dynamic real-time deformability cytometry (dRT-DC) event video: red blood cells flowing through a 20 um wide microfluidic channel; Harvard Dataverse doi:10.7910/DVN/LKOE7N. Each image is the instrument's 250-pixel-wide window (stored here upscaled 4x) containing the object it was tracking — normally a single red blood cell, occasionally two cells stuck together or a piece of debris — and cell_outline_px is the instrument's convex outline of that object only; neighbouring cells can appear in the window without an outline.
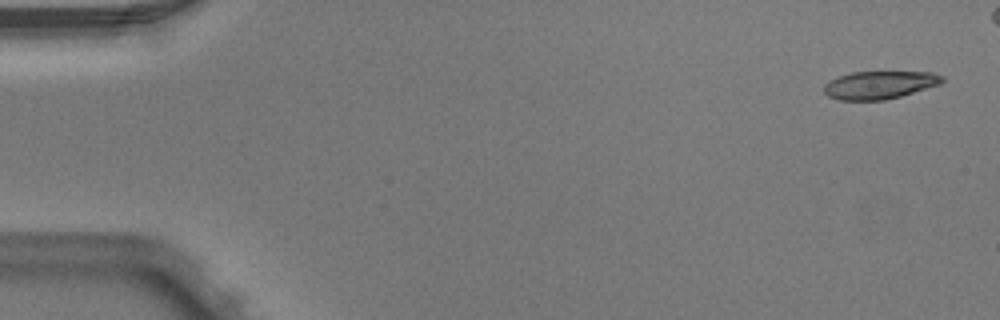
{"species": "Egyptian fruit bat (a non-hibernating species)", "species_latin": "Rousettus aegyptiacus", "temperature_condition": "warm", "stored_images_in_passage": 6, "camera_frame_rate_fps": 3000, "um_per_image_px": 0.085, "animal": {"sex": "male"}, "frame": {"image": 1, "passage_image": 1, "time_ms": 0.0, "image_size_px": [1000, 320], "cell_outline_px": [[944, 80], [940, 84], [900, 96], [884, 100], [840, 100], [828, 96], [824, 92], [824, 84], [840, 76], [852, 72], [932, 72], [944, 76]], "centroid_in_image_um": [74.77, 7.22], "position_along_channel_um": 10.2, "area_um2": 19.02}}